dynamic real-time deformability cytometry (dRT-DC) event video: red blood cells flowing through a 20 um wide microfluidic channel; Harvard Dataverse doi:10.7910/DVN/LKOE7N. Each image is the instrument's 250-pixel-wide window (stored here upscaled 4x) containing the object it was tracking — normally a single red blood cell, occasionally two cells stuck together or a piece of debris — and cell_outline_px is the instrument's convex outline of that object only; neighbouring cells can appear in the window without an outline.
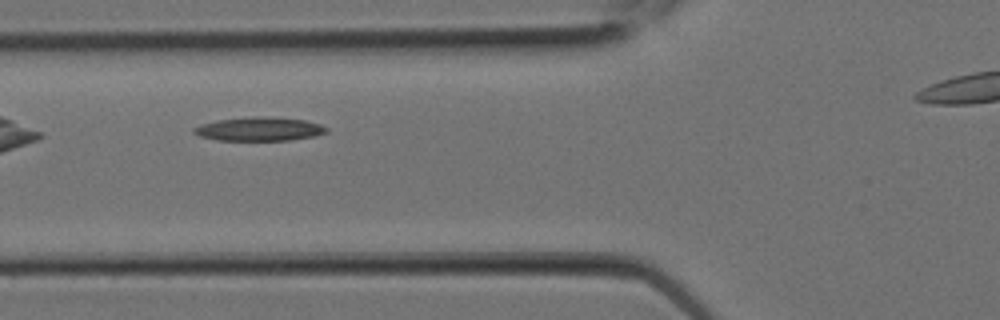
{"species": "Egyptian fruit bat (a non-hibernating species)", "species_latin": "Rousettus aegyptiacus", "temperature_condition": "room temperature", "stored_images_in_passage": 4, "camera_frame_rate_fps": 3000, "um_per_image_px": 0.085, "animal": {"sex": "female"}, "frame": {"image": 1, "passage_image": 3, "time_ms": 0.667, "image_size_px": [1000, 320], "cell_outline_px": [[328, 132], [312, 136], [292, 140], [216, 140], [200, 136], [192, 132], [192, 128], [204, 124], [220, 120], [272, 116], [304, 120], [320, 124], [328, 128]], "centroid_in_image_um": [22.08, 10.98], "position_along_channel_um": 103.7, "area_um2": 17.98}}